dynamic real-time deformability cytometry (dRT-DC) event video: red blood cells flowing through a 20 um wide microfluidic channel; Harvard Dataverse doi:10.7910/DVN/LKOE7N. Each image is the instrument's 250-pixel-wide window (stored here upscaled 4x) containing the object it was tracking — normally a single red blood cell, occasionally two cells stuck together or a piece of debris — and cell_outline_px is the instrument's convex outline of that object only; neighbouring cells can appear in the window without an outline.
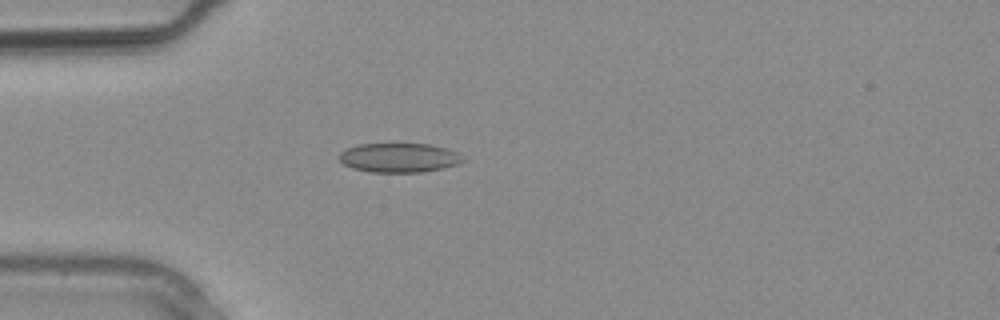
{"species": "common noctule bat (a hibernating species)", "species_latin": "Nyctalus noctula", "temperature_condition": "warm", "stored_images_in_passage": 1, "camera_frame_rate_fps": 3000, "um_per_image_px": 0.085, "animal": {"sex": "male", "body_mass_g": 20.4}, "frame": {"image": 1, "passage_image": 1, "time_ms": 0.0, "image_size_px": [1000, 320], "cell_outline_px": [[464, 160], [456, 164], [444, 168], [424, 172], [368, 172], [352, 168], [344, 164], [336, 156], [340, 152], [348, 148], [360, 144], [432, 144], [448, 148], [456, 152]], "centroid_in_image_um": [33.9, 13.41], "position_along_channel_um": 51.1, "area_um2": 21.15}}